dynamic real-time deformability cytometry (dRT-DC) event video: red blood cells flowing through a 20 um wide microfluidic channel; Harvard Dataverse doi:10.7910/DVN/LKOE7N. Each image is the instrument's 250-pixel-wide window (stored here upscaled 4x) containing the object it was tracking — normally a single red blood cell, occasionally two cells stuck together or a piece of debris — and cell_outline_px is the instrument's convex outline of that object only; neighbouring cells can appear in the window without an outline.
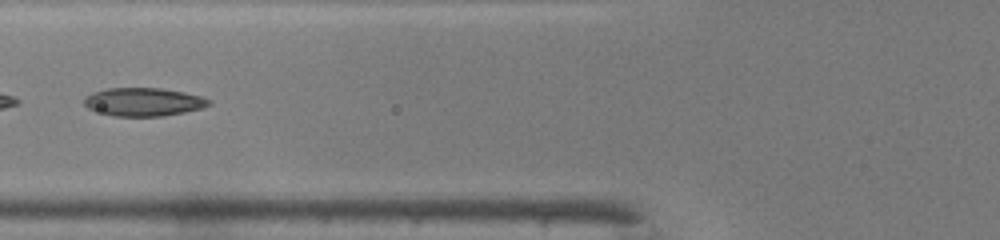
{"species": "common noctule bat (a hibernating species)", "species_latin": "Nyctalus noctula", "temperature_condition": "warm", "stored_images_in_passage": 16, "camera_frame_rate_fps": 3000, "um_per_image_px": 0.085, "animal": {"sex": "male", "body_mass_g": 19.0, "forearm_length_mm": 50.8}, "frame": {"image": 1, "passage_image": 7, "time_ms": 2.0, "image_size_px": [1000, 240], "cell_outline_px": [[212, 104], [200, 108], [184, 112], [164, 116], [112, 116], [88, 108], [84, 104], [84, 96], [108, 88], [160, 88], [184, 92], [200, 96], [212, 100]], "centroid_in_image_um": [12.21, 8.66], "position_along_channel_um": 113.6, "area_um2": 20.46}}